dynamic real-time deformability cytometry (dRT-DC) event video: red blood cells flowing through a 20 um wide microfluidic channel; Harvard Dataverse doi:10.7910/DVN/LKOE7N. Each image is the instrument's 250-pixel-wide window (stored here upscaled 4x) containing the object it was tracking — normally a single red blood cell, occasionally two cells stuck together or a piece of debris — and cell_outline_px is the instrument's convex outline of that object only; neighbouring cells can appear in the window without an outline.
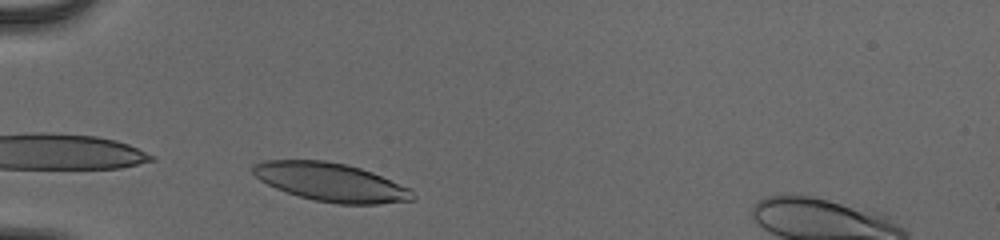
{"species": "human", "species_latin": "Homo sapiens", "temperature_condition": "cold", "stored_images_in_passage": 29, "camera_frame_rate_fps": 3000, "um_per_image_px": 0.085, "donor": {"sex": "male"}, "frame": {"image": 1, "passage_image": 1, "time_ms": 0.0, "image_size_px": [1000, 240], "cell_outline_px": [[416, 200], [380, 204], [336, 204], [316, 200], [300, 196], [276, 188], [260, 180], [252, 172], [252, 168], [256, 164], [264, 160], [324, 160], [344, 164], [360, 168], [372, 172], [408, 188], [416, 196]], "centroid_in_image_um": [28.14, 15.49], "position_along_channel_um": 56.9, "area_um2": 35.43}}
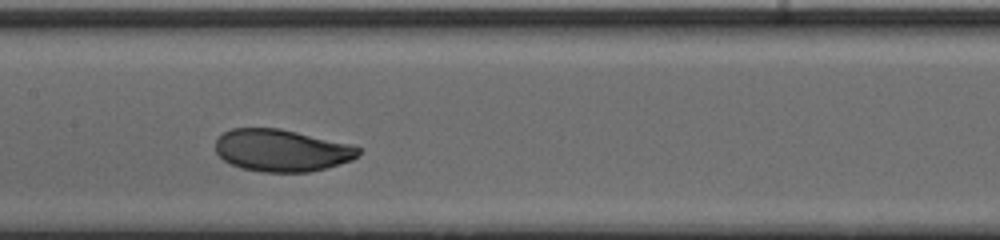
{"frame": {"image": 2, "passage_image": 12, "time_ms": 3.667, "image_size_px": [1000, 240], "cell_outline_px": [[360, 152], [352, 160], [324, 168], [308, 172], [264, 172], [240, 168], [224, 160], [216, 152], [216, 140], [224, 132], [232, 128], [280, 128], [352, 144], [360, 148]], "centroid_in_image_um": [23.94, 12.78], "position_along_channel_um": 183.5, "area_um2": 35.03}}
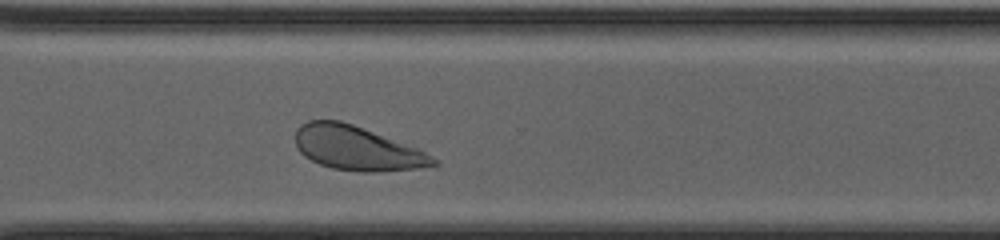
{"frame": {"image": 3, "passage_image": 24, "time_ms": 7.667, "image_size_px": [1000, 240], "cell_outline_px": [[440, 164], [416, 168], [376, 172], [364, 172], [332, 168], [320, 164], [304, 156], [300, 152], [296, 144], [296, 128], [300, 124], [308, 120], [340, 120], [352, 124], [416, 148], [440, 160]], "centroid_in_image_um": [30.31, 12.6], "position_along_channel_um": 340.3, "area_um2": 35.14}, "authors_computed_cell_mechanics": {"area_um2": 35.7204, "velocity_mm_per_s": 3.9161, "shape_relaxation_time_tau1_ms": 2.001, "shape_relaxation_time_tau2_ms": null, "deformation_change_tau1": 0.1229, "deformation_change_tau2": null}}